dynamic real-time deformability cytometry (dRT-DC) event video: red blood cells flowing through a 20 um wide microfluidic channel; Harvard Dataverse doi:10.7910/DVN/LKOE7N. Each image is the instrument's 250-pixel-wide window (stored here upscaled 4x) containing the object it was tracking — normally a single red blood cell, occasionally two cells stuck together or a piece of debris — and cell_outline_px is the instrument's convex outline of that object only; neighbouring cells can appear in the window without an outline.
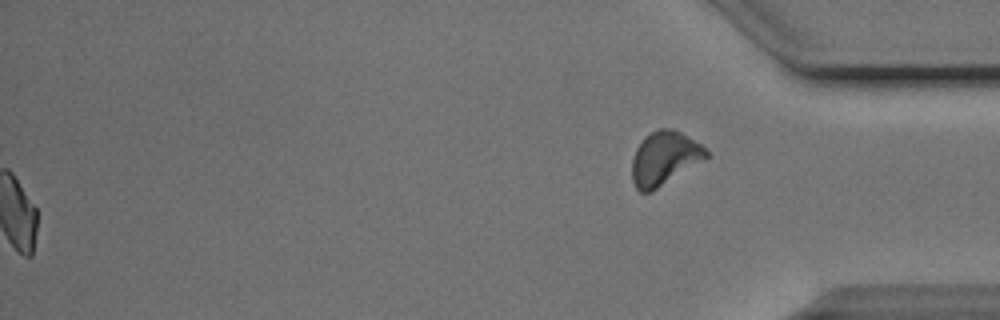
{"species": "Egyptian fruit bat (a non-hibernating species)", "species_latin": "Rousettus aegyptiacus", "temperature_condition": "cold", "stored_images_in_passage": 54, "segment_of_instrument_passage": [2, 2], "camera_frame_rate_fps": 3000, "um_per_image_px": 0.085, "animal": {"sex": "male"}, "frame": {"image": 1, "passage_image": 54, "time_ms": 17.667, "image_size_px": [1000, 320], "cell_outline_px": [[708, 156], [652, 192], [640, 192], [636, 188], [632, 180], [632, 160], [636, 148], [644, 136], [660, 128], [672, 128], [680, 132], [700, 144], [708, 152]], "centroid_in_image_um": [56.42, 13.45], "position_along_channel_um": 378.8, "area_um2": 22.83}}